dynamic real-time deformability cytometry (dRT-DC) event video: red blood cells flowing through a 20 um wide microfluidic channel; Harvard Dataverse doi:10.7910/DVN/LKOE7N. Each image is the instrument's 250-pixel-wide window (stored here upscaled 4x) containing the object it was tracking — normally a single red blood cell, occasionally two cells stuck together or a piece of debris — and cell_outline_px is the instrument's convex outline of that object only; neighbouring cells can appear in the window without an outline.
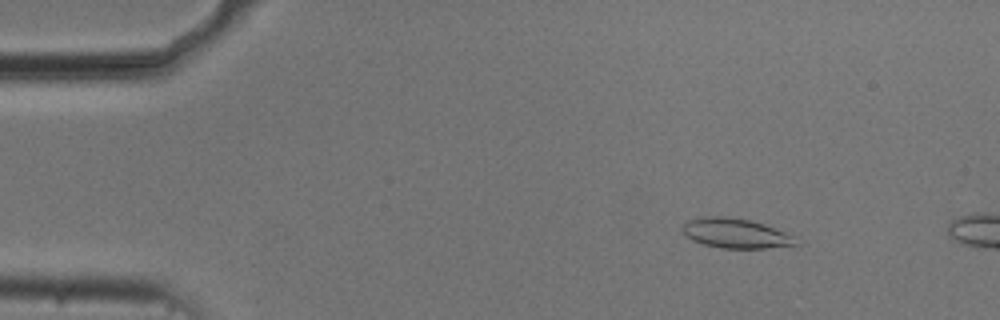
{"species": "common noctule bat (a hibernating species)", "species_latin": "Nyctalus noctula", "temperature_condition": "cold", "stored_images_in_passage": 11, "camera_frame_rate_fps": 3000, "um_per_image_px": 0.085, "animal": {"sex": "male", "body_mass_g": 20.5, "forearm_length_mm": 52.5}, "frame": {"image": 1, "passage_image": 7, "time_ms": 2.0, "image_size_px": [1000, 320], "cell_outline_px": [[800, 244], [768, 248], [720, 248], [704, 244], [692, 240], [684, 236], [680, 228], [688, 220], [704, 216], [724, 216], [752, 220], [764, 224], [784, 232], [792, 236]], "centroid_in_image_um": [62.47, 19.82], "position_along_channel_um": 22.5, "area_um2": 19.71}}